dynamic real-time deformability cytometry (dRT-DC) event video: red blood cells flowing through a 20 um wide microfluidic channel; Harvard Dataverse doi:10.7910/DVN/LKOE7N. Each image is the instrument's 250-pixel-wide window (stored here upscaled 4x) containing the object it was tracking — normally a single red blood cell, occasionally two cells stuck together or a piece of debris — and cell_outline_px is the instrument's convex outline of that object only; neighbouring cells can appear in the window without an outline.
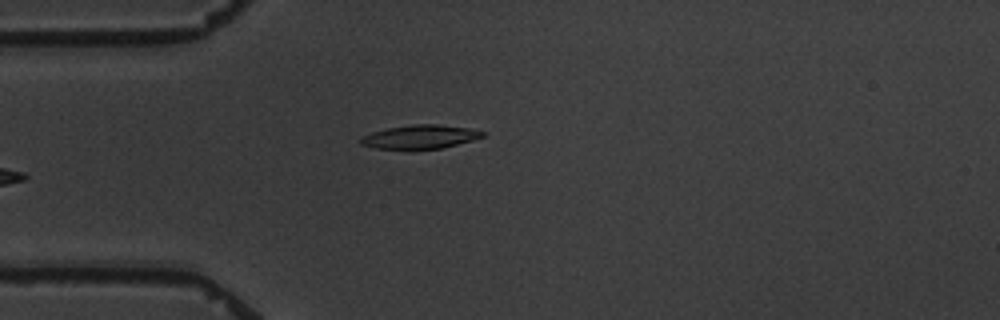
{"species": "common noctule bat (a hibernating species)", "species_latin": "Nyctalus noctula", "temperature_condition": "warm", "stored_images_in_passage": 2, "camera_frame_rate_fps": 3000, "um_per_image_px": 0.085, "animal": {"sex": "male", "body_mass_g": 19.5, "forearm_length_mm": 54.6}, "frame": {"image": 1, "passage_image": 2, "time_ms": 1.0, "image_size_px": [1000, 320], "cell_outline_px": [[484, 136], [472, 140], [440, 148], [376, 148], [360, 144], [360, 136], [372, 132], [388, 128], [412, 124], [436, 124], [468, 128], [484, 132]], "centroid_in_image_um": [35.67, 11.61], "position_along_channel_um": 49.3, "area_um2": 16.42}}